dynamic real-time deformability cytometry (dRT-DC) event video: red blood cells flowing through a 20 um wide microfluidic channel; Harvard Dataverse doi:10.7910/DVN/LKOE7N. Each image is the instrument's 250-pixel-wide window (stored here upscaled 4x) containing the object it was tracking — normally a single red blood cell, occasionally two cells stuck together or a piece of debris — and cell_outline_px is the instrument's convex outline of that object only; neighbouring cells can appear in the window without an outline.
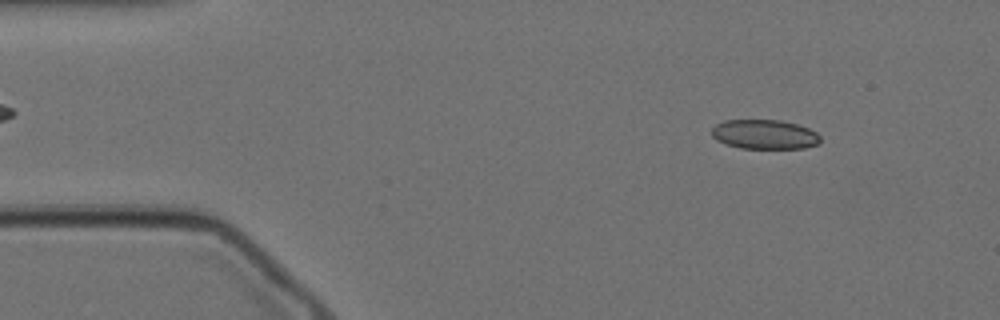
{"species": "Egyptian fruit bat (a non-hibernating species)", "species_latin": "Rousettus aegyptiacus", "temperature_condition": "cold", "stored_images_in_passage": 13, "camera_frame_rate_fps": 3000, "um_per_image_px": 0.085, "animal": {"sex": "female"}, "frame": {"image": 1, "passage_image": 6, "time_ms": 1.667, "image_size_px": [1000, 320], "cell_outline_px": [[820, 144], [804, 148], [740, 148], [716, 140], [712, 136], [712, 128], [716, 124], [724, 120], [780, 120], [796, 124], [808, 128], [816, 132], [820, 136]], "centroid_in_image_um": [65.0, 11.42], "position_along_channel_um": 20.0, "area_um2": 18.61}}